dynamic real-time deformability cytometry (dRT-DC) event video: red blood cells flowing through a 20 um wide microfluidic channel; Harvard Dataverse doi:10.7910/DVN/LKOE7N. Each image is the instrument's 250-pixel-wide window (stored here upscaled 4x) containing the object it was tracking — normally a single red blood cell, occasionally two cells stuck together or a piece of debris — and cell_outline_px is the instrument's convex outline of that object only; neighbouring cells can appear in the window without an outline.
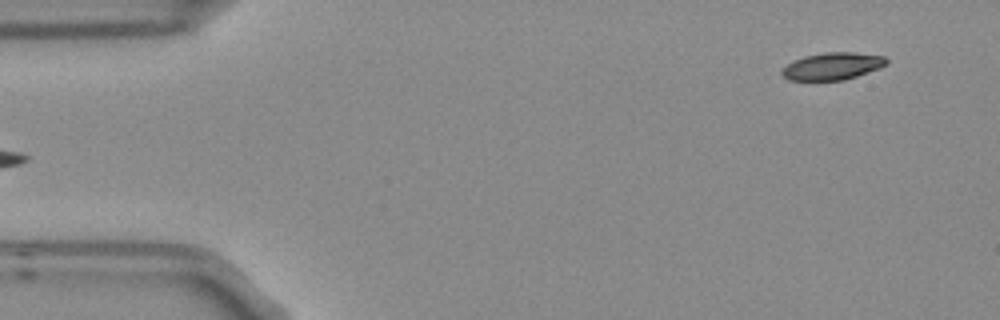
{"species": "Egyptian fruit bat (a non-hibernating species)", "species_latin": "Rousettus aegyptiacus", "temperature_condition": "room temperature", "stored_images_in_passage": 4, "camera_frame_rate_fps": 3000, "um_per_image_px": 0.085, "frame": {"image": 1, "passage_image": 4, "time_ms": 1.0, "image_size_px": [1000, 320], "cell_outline_px": [[888, 64], [880, 68], [844, 80], [788, 80], [780, 72], [792, 60], [804, 56], [824, 52], [856, 52], [884, 56], [888, 60]], "centroid_in_image_um": [70.78, 5.61], "position_along_channel_um": 14.2, "area_um2": 16.65}}